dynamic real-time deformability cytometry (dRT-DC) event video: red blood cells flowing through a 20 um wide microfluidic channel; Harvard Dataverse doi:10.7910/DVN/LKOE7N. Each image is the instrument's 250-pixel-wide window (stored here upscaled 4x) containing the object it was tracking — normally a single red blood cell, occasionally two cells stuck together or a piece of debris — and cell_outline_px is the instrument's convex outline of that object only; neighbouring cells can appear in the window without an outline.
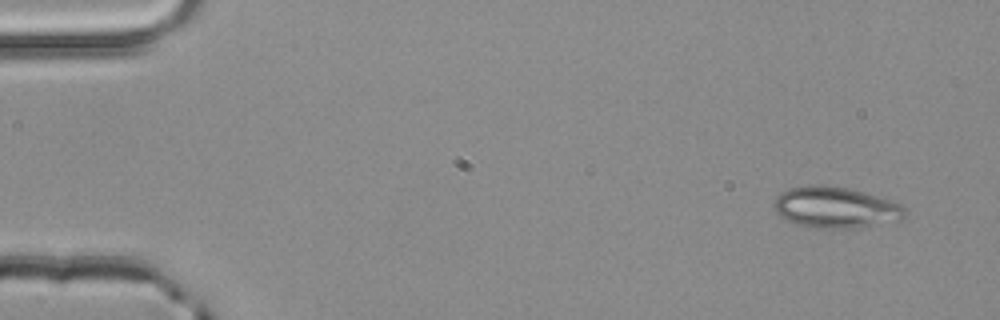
{"species": "common noctule bat (a hibernating species)", "species_latin": "Nyctalus noctula", "temperature_condition": "room temperature", "stored_images_in_passage": 49, "camera_frame_rate_fps": 3000, "um_per_image_px": 0.085, "animal": {"sex": "male", "body_mass_g": 20.4}, "frame": {"image": 1, "passage_image": 1, "time_ms": 0.0, "image_size_px": [1000, 320], "cell_outline_px": [[908, 216], [900, 220], [848, 228], [816, 228], [784, 220], [776, 212], [776, 196], [780, 192], [788, 188], [808, 184], [824, 184], [848, 188], [864, 192], [900, 204], [908, 212]], "centroid_in_image_um": [71.0, 17.61], "position_along_channel_um": 14.0, "area_um2": 31.27}}
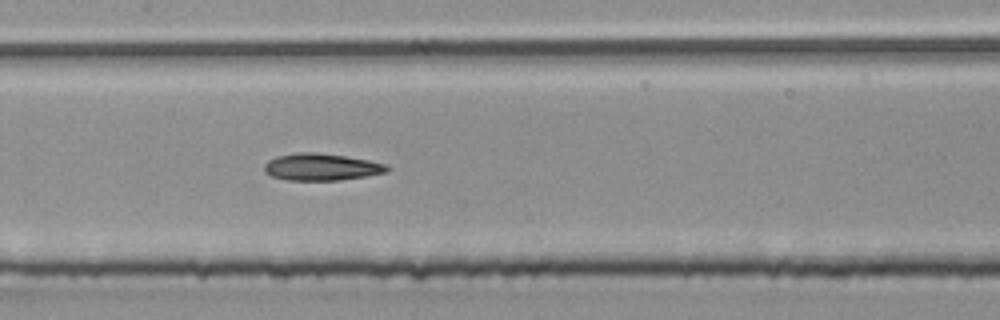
{"frame": {"image": 2, "passage_image": 23, "time_ms": 7.333, "image_size_px": [1000, 320], "cell_outline_px": [[392, 168], [388, 172], [340, 180], [288, 180], [272, 176], [264, 172], [264, 164], [268, 160], [276, 156], [296, 152], [312, 152], [344, 156], [368, 160], [388, 164]], "centroid_in_image_um": [27.32, 14.19], "position_along_channel_um": 180.1, "area_um2": 19.36}}
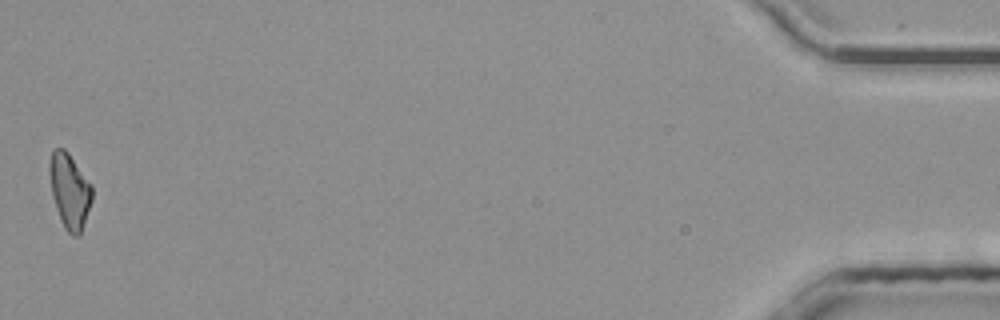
{"frame": {"image": 3, "passage_image": 49, "time_ms": 16.0, "image_size_px": [1000, 320], "cell_outline_px": [[92, 200], [80, 236], [72, 236], [64, 228], [60, 220], [52, 196], [52, 148], [64, 148], [68, 152], [92, 184]], "centroid_in_image_um": [5.97, 16.29], "position_along_channel_um": 429.2, "area_um2": 18.15}, "authors_computed_cell_mechanics": {"area_um2": 19.2474, "velocity_mm_per_s": 4.0322, "shape_relaxation_time_tau1_ms": 6.5002, "shape_relaxation_time_tau2_ms": 7.7406, "deformation_change_tau1": 0.1599, "deformation_change_tau2": 0.1736}}